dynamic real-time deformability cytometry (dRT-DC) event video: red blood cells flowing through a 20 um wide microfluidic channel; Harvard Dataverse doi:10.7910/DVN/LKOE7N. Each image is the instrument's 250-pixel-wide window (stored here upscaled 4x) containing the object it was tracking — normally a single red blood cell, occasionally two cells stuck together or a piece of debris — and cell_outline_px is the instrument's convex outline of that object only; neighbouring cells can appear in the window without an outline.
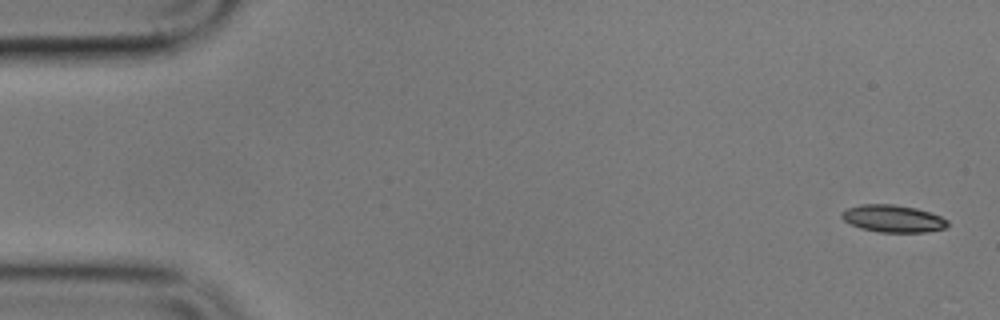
{"species": "common noctule bat (a hibernating species)", "species_latin": "Nyctalus noctula", "temperature_condition": "cold", "stored_images_in_passage": 6, "camera_frame_rate_fps": 3000, "um_per_image_px": 0.085, "animal": {"sex": "male", "body_mass_g": 17.9}, "frame": {"image": 1, "passage_image": 1, "time_ms": 0.0, "image_size_px": [1000, 320], "cell_outline_px": [[948, 224], [944, 228], [924, 232], [880, 232], [860, 228], [844, 220], [840, 216], [840, 212], [848, 208], [860, 204], [896, 204], [916, 208], [940, 216], [948, 220]], "centroid_in_image_um": [75.87, 18.57], "position_along_channel_um": 9.1, "area_um2": 16.76}}
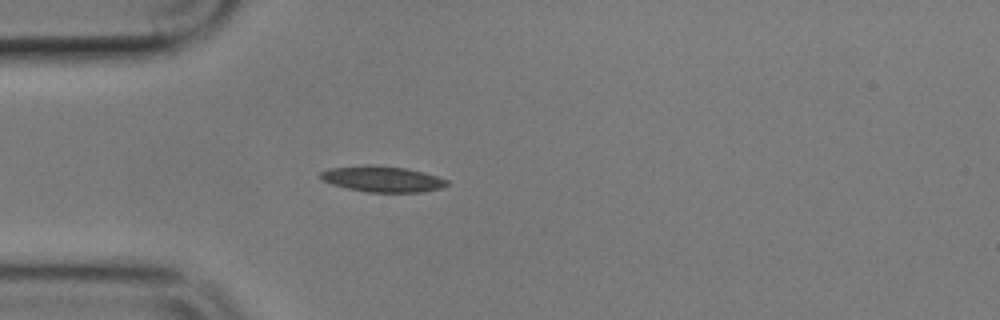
{"frame": {"image": 2, "passage_image": 5, "time_ms": 4.667, "image_size_px": [1000, 320], "cell_outline_px": [[448, 184], [440, 188], [420, 192], [368, 192], [348, 188], [332, 184], [320, 180], [320, 172], [328, 168], [404, 168], [436, 176], [448, 180]], "centroid_in_image_um": [32.51, 15.27], "position_along_channel_um": 52.5, "area_um2": 17.8}}